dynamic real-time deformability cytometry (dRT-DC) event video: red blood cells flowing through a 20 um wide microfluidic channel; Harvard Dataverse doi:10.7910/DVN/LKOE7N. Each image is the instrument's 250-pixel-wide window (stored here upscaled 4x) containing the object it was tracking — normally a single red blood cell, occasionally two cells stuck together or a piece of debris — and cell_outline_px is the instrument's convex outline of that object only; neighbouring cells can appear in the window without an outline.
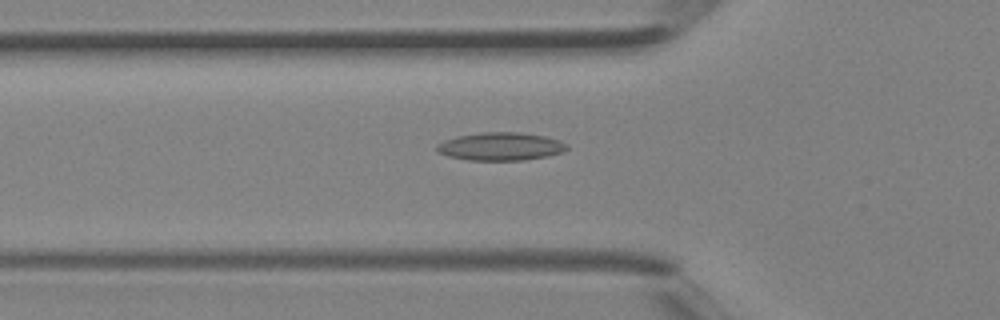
{"species": "Egyptian fruit bat (a non-hibernating species)", "species_latin": "Rousettus aegyptiacus", "temperature_condition": "room temperature", "stored_images_in_passage": 31, "camera_frame_rate_fps": 3000, "um_per_image_px": 0.085, "animal": {"sex": "female"}, "frame": {"image": 1, "passage_image": 4, "time_ms": 1.0, "image_size_px": [1000, 320], "cell_outline_px": [[568, 148], [564, 152], [548, 156], [524, 160], [468, 160], [448, 156], [436, 152], [436, 144], [444, 140], [456, 136], [480, 132], [520, 132], [544, 136], [560, 140], [568, 144]], "centroid_in_image_um": [42.55, 12.44], "position_along_channel_um": 83.3, "area_um2": 21.5}}
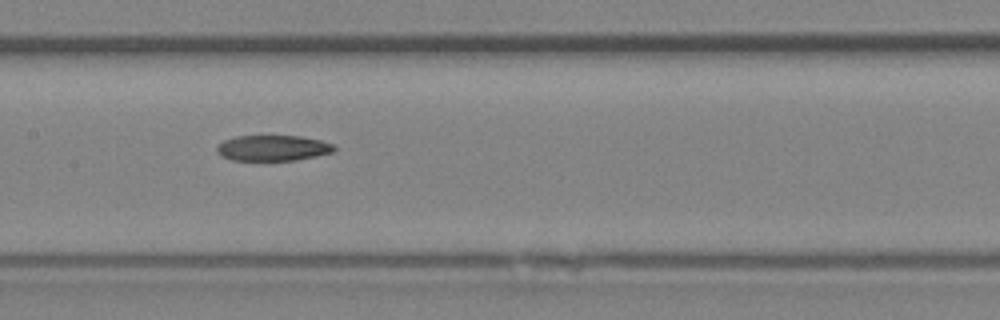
{"frame": {"image": 2, "passage_image": 10, "time_ms": 3.0, "image_size_px": [1000, 320], "cell_outline_px": [[336, 148], [332, 152], [296, 160], [232, 160], [220, 156], [216, 152], [216, 148], [224, 140], [236, 136], [300, 136], [320, 140], [332, 144]], "centroid_in_image_um": [23.15, 12.58], "position_along_channel_um": 184.2, "area_um2": 17.4}}
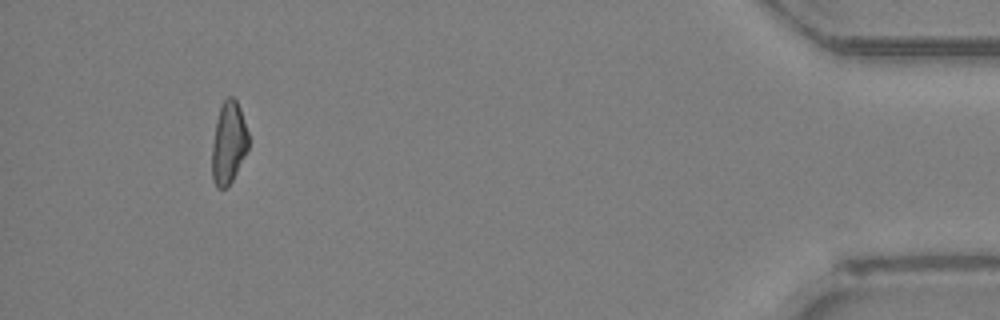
{"frame": {"image": 3, "passage_image": 28, "time_ms": 9.0, "image_size_px": [1000, 320], "cell_outline_px": [[248, 148], [232, 180], [224, 188], [216, 188], [212, 180], [212, 144], [216, 120], [220, 104], [228, 96], [232, 96], [236, 100], [240, 108], [248, 132]], "centroid_in_image_um": [19.41, 12.12], "position_along_channel_um": 415.8, "area_um2": 17.4}}